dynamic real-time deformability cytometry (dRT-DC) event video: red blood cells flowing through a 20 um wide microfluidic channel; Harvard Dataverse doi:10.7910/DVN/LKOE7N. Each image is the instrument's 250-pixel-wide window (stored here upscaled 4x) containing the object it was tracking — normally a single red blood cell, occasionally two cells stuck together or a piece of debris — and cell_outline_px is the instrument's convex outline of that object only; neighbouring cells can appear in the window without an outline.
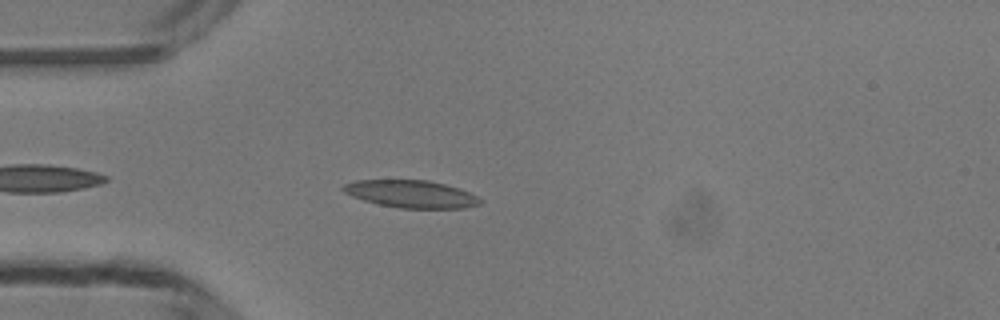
{"species": "common noctule bat (a hibernating species)", "species_latin": "Nyctalus noctula", "temperature_condition": "room temperature", "stored_images_in_passage": 34, "camera_frame_rate_fps": 3000, "um_per_image_px": 0.085, "animal": {"sex": "male", "body_mass_g": 13.3}, "frame": {"image": 1, "passage_image": 5, "time_ms": 1.333, "image_size_px": [1000, 320], "cell_outline_px": [[484, 200], [480, 204], [464, 208], [400, 208], [376, 204], [352, 196], [344, 192], [340, 188], [344, 184], [356, 180], [428, 180], [460, 188]], "centroid_in_image_um": [34.94, 16.49], "position_along_channel_um": 50.1, "area_um2": 21.96}}
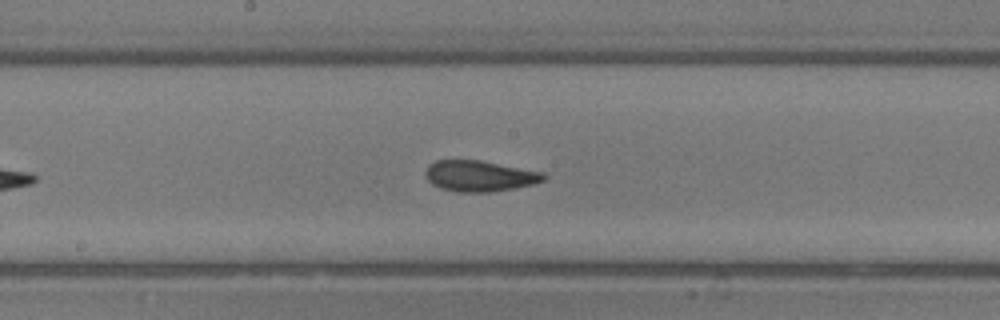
{"frame": {"image": 2, "passage_image": 17, "time_ms": 5.333, "image_size_px": [1000, 320], "cell_outline_px": [[548, 176], [544, 180], [532, 184], [516, 188], [492, 192], [456, 192], [440, 188], [432, 184], [424, 176], [424, 172], [428, 164], [436, 160], [480, 160], [544, 172]], "centroid_in_image_um": [40.75, 14.96], "position_along_channel_um": 207.5, "area_um2": 21.56}}
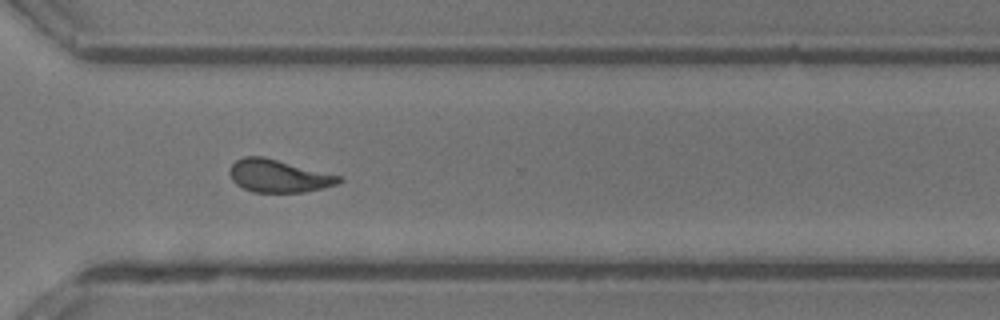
{"frame": {"image": 3, "passage_image": 27, "time_ms": 8.667, "image_size_px": [1000, 320], "cell_outline_px": [[344, 180], [336, 184], [304, 192], [252, 192], [236, 184], [232, 180], [228, 172], [232, 164], [236, 160], [244, 156], [264, 156], [340, 176]], "centroid_in_image_um": [23.63, 14.95], "position_along_channel_um": 347.0, "area_um2": 20.69}, "authors_computed_cell_mechanics": {"area_um2": 21.675, "velocity_mm_per_s": 4.1991, "shape_relaxation_time_tau1_ms": 5.5024, "shape_relaxation_time_tau2_ms": 1.4139, "deformation_change_tau1": 0.1556, "deformation_change_tau2": 0.0784}}